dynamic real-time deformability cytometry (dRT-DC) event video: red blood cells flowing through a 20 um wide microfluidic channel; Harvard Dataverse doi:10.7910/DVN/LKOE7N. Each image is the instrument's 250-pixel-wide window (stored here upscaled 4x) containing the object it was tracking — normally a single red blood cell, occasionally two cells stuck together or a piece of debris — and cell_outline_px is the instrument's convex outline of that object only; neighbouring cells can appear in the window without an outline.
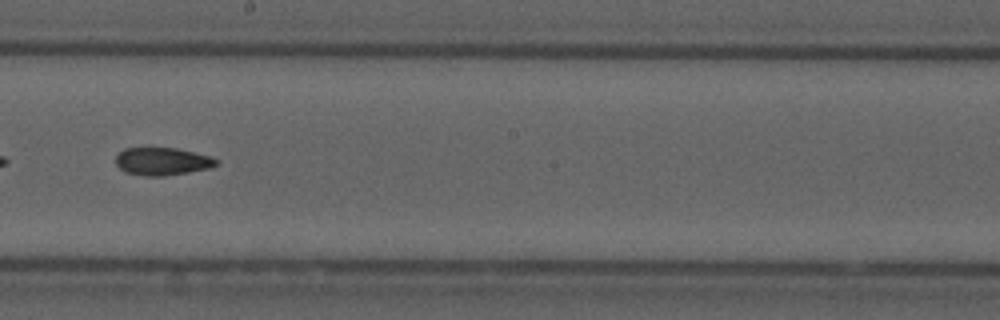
{"species": "common noctule bat (a hibernating species)", "species_latin": "Nyctalus noctula", "temperature_condition": "cold", "stored_images_in_passage": 37, "camera_frame_rate_fps": 3000, "um_per_image_px": 0.085, "animal": {"sex": "male", "forearm_length_mm": 52.5}, "frame": {"image": 1, "passage_image": 17, "time_ms": 5.333, "image_size_px": [1000, 320], "cell_outline_px": [[220, 160], [216, 164], [208, 168], [188, 172], [164, 176], [144, 176], [124, 172], [116, 164], [116, 156], [124, 148], [176, 148], [208, 156]], "centroid_in_image_um": [13.75, 13.72], "position_along_channel_um": 234.4, "area_um2": 16.07}, "authors_computed_cell_mechanics": {"area_um2": 16.5308, "velocity_mm_per_s": 3.7728, "shape_relaxation_time_tau1_ms": null, "shape_relaxation_time_tau2_ms": 4.6194, "deformation_change_tau1": null, "deformation_change_tau2": 0.117}}